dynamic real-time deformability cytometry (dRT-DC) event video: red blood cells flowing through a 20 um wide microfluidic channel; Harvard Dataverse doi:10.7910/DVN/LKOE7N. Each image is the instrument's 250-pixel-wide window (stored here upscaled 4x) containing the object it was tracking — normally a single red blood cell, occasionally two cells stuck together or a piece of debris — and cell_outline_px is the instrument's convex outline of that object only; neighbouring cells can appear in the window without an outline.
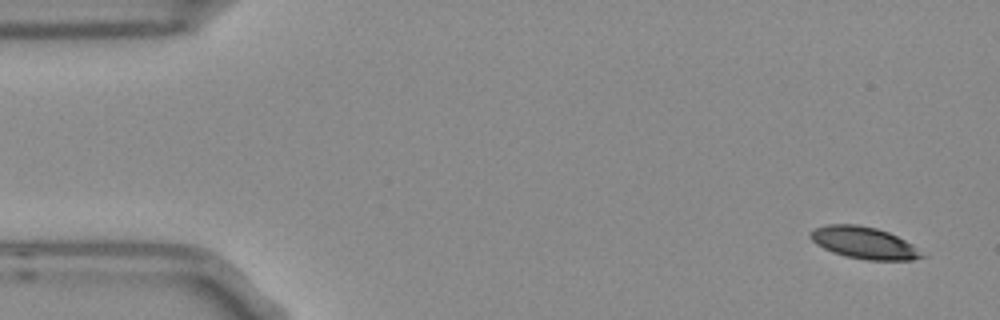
{"species": "Egyptian fruit bat (a non-hibernating species)", "species_latin": "Rousettus aegyptiacus", "temperature_condition": "room temperature", "stored_images_in_passage": 5, "camera_frame_rate_fps": 3000, "um_per_image_px": 0.085, "frame": {"image": 1, "passage_image": 1, "time_ms": 0.0, "image_size_px": [1000, 320], "cell_outline_px": [[928, 256], [912, 260], [868, 260], [844, 256], [832, 252], [816, 244], [808, 236], [808, 232], [816, 228], [828, 224], [856, 224], [876, 228], [888, 232], [912, 244]], "centroid_in_image_um": [73.44, 20.64], "position_along_channel_um": 11.6, "area_um2": 20.81}}
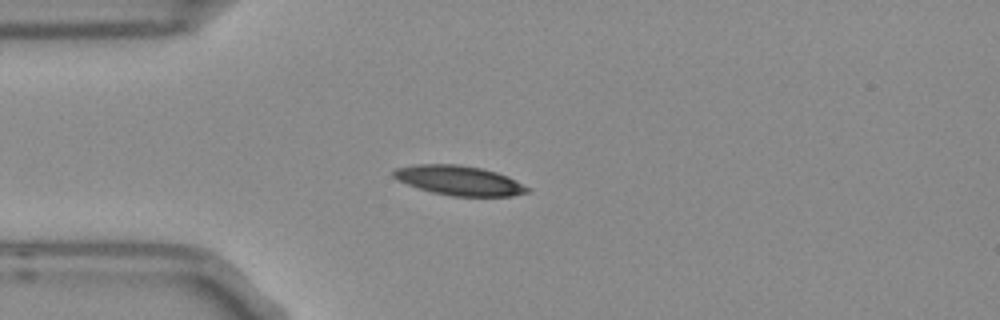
{"frame": {"image": 2, "passage_image": 4, "time_ms": 1.0, "image_size_px": [1000, 320], "cell_outline_px": [[532, 192], [512, 196], [452, 196], [432, 192], [408, 184], [392, 176], [392, 172], [396, 168], [416, 164], [456, 164], [484, 168], [508, 176], [532, 188]], "centroid_in_image_um": [39.1, 15.34], "position_along_channel_um": 45.9, "area_um2": 23.18}}